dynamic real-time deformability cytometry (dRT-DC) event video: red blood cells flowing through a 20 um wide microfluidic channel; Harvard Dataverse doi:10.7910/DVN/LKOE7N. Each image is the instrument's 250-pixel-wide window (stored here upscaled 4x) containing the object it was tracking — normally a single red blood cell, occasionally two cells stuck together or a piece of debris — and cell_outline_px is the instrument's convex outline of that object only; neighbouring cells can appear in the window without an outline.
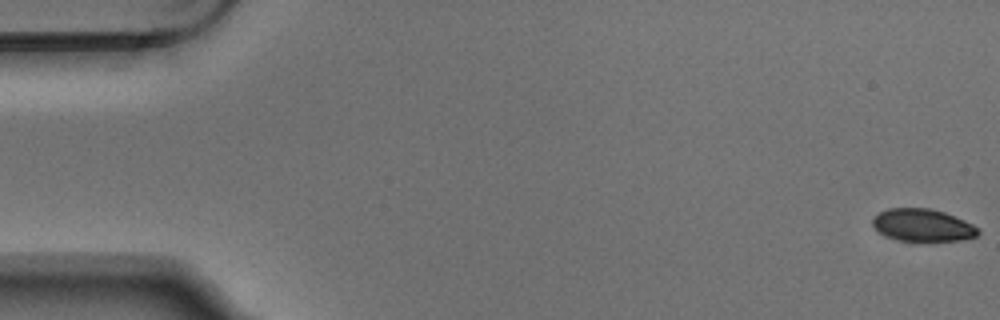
{"species": "Egyptian fruit bat (a non-hibernating species)", "species_latin": "Rousettus aegyptiacus", "temperature_condition": "warm", "stored_images_in_passage": 5, "camera_frame_rate_fps": 3000, "um_per_image_px": 0.085, "animal": {"sex": "male"}, "frame": {"image": 1, "passage_image": 1, "time_ms": 0.0, "image_size_px": [1000, 320], "cell_outline_px": [[980, 232], [976, 236], [960, 240], [896, 240], [884, 236], [872, 224], [872, 216], [876, 212], [888, 208], [928, 208], [944, 212], [964, 220], [972, 224]], "centroid_in_image_um": [78.36, 19.12], "position_along_channel_um": 6.6, "area_um2": 19.83}}
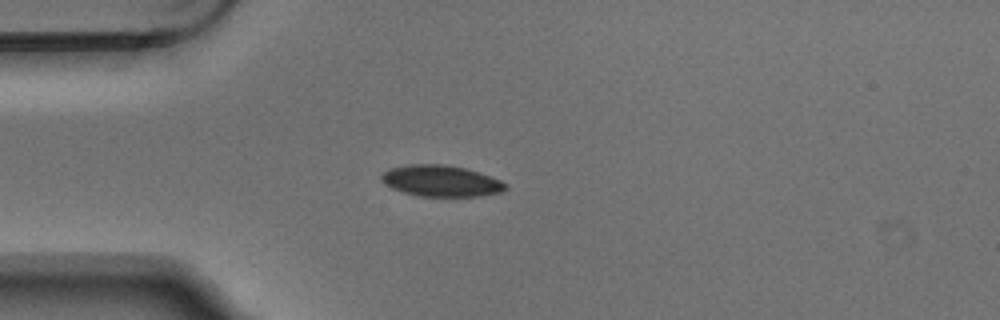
{"frame": {"image": 2, "passage_image": 5, "time_ms": 1.333, "image_size_px": [1000, 320], "cell_outline_px": [[508, 188], [504, 192], [480, 196], [420, 196], [404, 192], [392, 188], [380, 180], [380, 176], [388, 168], [408, 164], [444, 164], [468, 168], [480, 172], [500, 180]], "centroid_in_image_um": [37.49, 15.37], "position_along_channel_um": 47.5, "area_um2": 22.77}}